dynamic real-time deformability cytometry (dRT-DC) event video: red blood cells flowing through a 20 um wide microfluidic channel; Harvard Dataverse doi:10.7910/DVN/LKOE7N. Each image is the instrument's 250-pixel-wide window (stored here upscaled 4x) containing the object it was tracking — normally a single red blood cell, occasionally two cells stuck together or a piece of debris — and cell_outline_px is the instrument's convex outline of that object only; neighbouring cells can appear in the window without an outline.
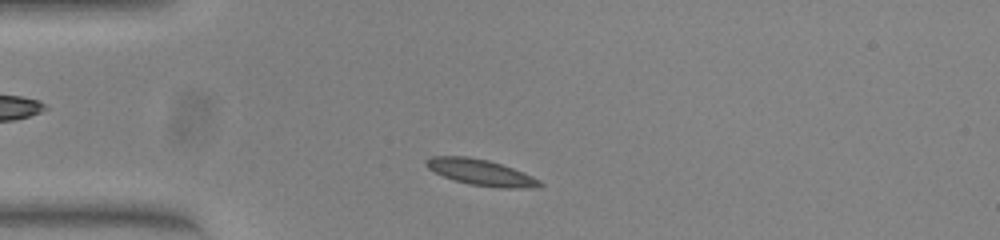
{"species": "common noctule bat (a hibernating species)", "species_latin": "Nyctalus noctula", "temperature_condition": "warm", "stored_images_in_passage": 45, "camera_frame_rate_fps": 3000, "um_per_image_px": 0.085, "animal": {"sex": "female", "body_mass_g": 23.0, "forearm_length_mm": 53.4}, "frame": {"image": 1, "passage_image": 4, "time_ms": 1.0, "image_size_px": [1000, 240], "cell_outline_px": [[544, 184], [540, 188], [500, 188], [468, 184], [444, 176], [428, 168], [424, 164], [424, 160], [432, 156], [468, 156], [488, 160], [524, 172], [540, 180]], "centroid_in_image_um": [40.91, 14.66], "position_along_channel_um": 44.1, "area_um2": 17.28}}
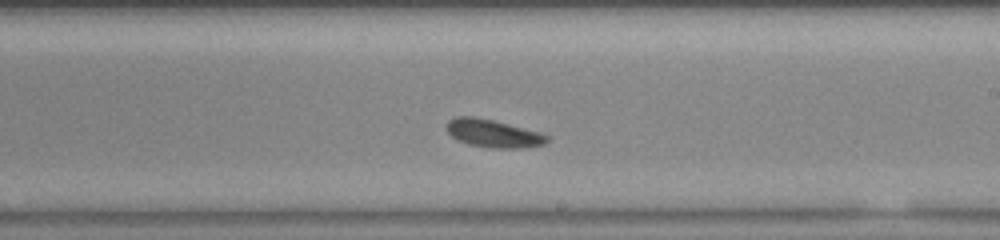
{"frame": {"image": 2, "passage_image": 22, "time_ms": 7.0, "image_size_px": [1000, 240], "cell_outline_px": [[548, 140], [544, 144], [524, 148], [488, 148], [468, 144], [452, 136], [448, 132], [448, 120], [456, 116], [472, 116], [492, 120], [544, 132], [548, 136]], "centroid_in_image_um": [41.98, 11.34], "position_along_channel_um": 247.0, "area_um2": 16.36}}
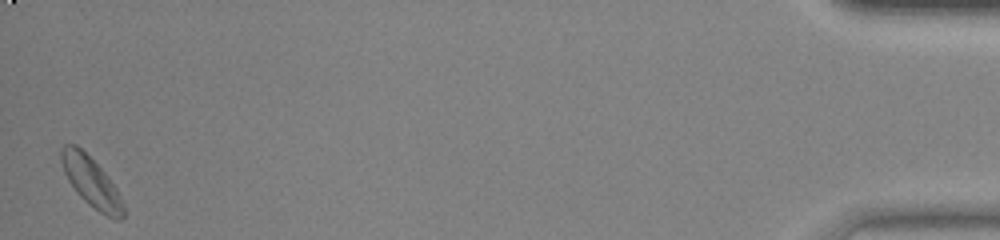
{"frame": {"image": 3, "passage_image": 44, "time_ms": 14.333, "image_size_px": [1000, 240], "cell_outline_px": [[124, 216], [120, 220], [116, 220], [100, 212], [88, 204], [76, 192], [68, 180], [64, 172], [60, 160], [60, 148], [64, 144], [76, 144], [104, 172], [116, 188], [124, 204]], "centroid_in_image_um": [7.74, 15.47], "position_along_channel_um": 427.5, "area_um2": 17.86}, "authors_computed_cell_mechanics": {"area_um2": 16.3574, "velocity_mm_per_s": 3.7449, "shape_relaxation_time_tau1_ms": null, "shape_relaxation_time_tau2_ms": 7.2784, "deformation_change_tau1": null, "deformation_change_tau2": 0.1403}}